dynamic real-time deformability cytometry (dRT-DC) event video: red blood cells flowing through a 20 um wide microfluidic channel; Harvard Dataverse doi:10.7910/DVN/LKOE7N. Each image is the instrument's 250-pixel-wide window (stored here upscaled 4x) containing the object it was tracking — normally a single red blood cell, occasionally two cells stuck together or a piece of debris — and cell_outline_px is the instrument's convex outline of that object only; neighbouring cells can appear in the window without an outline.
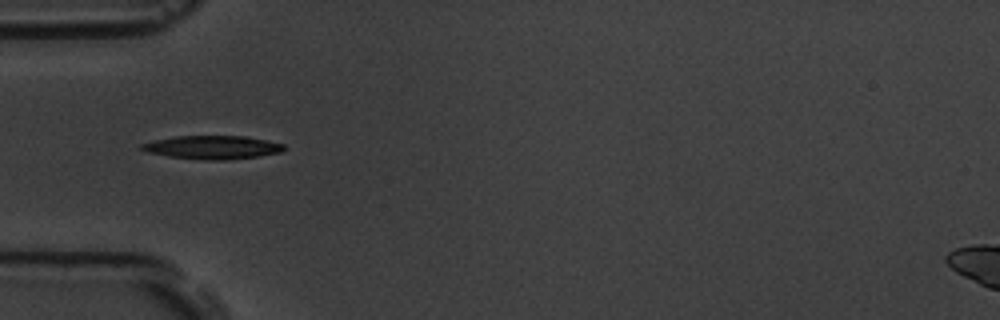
{"species": "common noctule bat (a hibernating species)", "species_latin": "Nyctalus noctula", "temperature_condition": "room temperature", "stored_images_in_passage": 15, "camera_frame_rate_fps": 3000, "um_per_image_px": 0.085, "animal": {"sex": "male", "body_mass_g": 19.5, "forearm_length_mm": 54.6}, "frame": {"image": 1, "passage_image": 5, "time_ms": 5.667, "image_size_px": [1000, 320], "cell_outline_px": [[284, 148], [280, 152], [256, 156], [224, 160], [204, 160], [168, 156], [148, 152], [140, 148], [140, 144], [172, 136], [244, 136], [284, 144]], "centroid_in_image_um": [18.01, 12.52], "position_along_channel_um": 67.0, "area_um2": 19.13}}
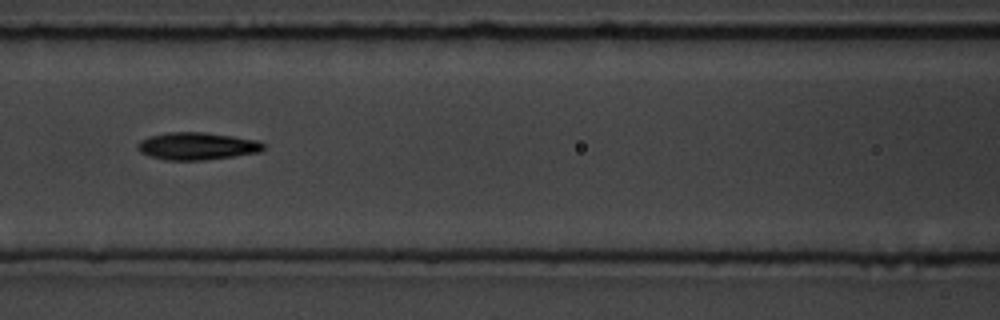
{"frame": {"image": 2, "passage_image": 7, "time_ms": 8.0, "image_size_px": [1000, 320], "cell_outline_px": [[264, 148], [260, 152], [204, 160], [164, 160], [140, 152], [136, 148], [136, 144], [140, 140], [148, 136], [168, 132], [204, 132], [260, 140], [264, 144]], "centroid_in_image_um": [16.73, 12.41], "position_along_channel_um": 149.9, "area_um2": 20.17}}
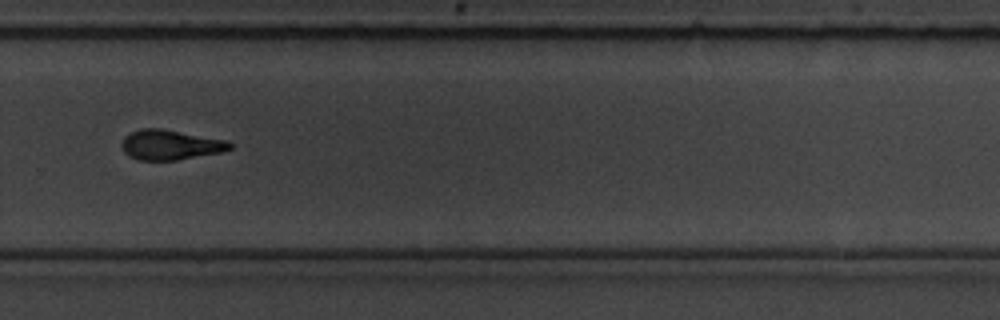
{"frame": {"image": 3, "passage_image": 11, "time_ms": 12.667, "image_size_px": [1000, 320], "cell_outline_px": [[232, 148], [224, 152], [176, 160], [136, 160], [128, 156], [124, 152], [120, 144], [124, 136], [140, 128], [160, 128], [228, 140], [232, 144]], "centroid_in_image_um": [14.47, 12.31], "position_along_channel_um": 315.3, "area_um2": 19.13}, "authors_computed_cell_mechanics": {"area_um2": 19.1896, "velocity_mm_per_s": 3.5617, "shape_relaxation_time_tau1_ms": 3.7265, "shape_relaxation_time_tau2_ms": 2.641, "deformation_change_tau1": 0.1375, "deformation_change_tau2": 0.0921}}